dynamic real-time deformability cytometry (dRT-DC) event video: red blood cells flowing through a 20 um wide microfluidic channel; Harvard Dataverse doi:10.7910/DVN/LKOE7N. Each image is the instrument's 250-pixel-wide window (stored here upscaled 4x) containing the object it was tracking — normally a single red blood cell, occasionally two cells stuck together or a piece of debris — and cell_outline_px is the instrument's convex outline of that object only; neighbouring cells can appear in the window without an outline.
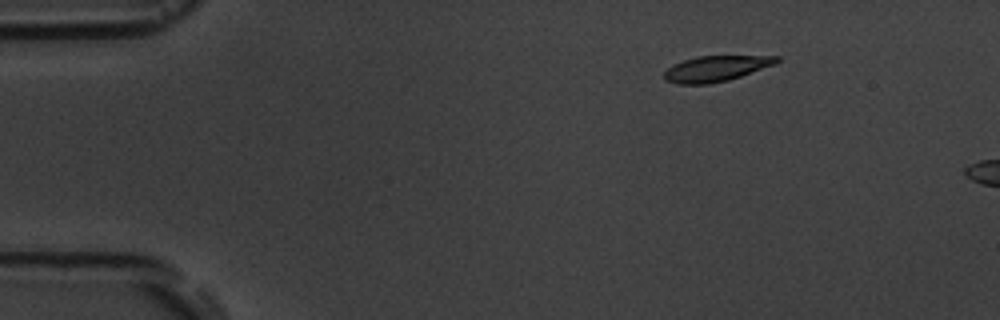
{"species": "common noctule bat (a hibernating species)", "species_latin": "Nyctalus noctula", "temperature_condition": "room temperature", "stored_images_in_passage": 4, "camera_frame_rate_fps": 3000, "um_per_image_px": 0.085, "animal": {"sex": "male", "body_mass_g": 19.5, "forearm_length_mm": 54.6}, "frame": {"image": 1, "passage_image": 2, "time_ms": 1.0, "image_size_px": [1000, 320], "cell_outline_px": [[780, 60], [776, 64], [728, 80], [708, 84], [676, 84], [664, 80], [664, 72], [672, 64], [696, 56], [780, 56]], "centroid_in_image_um": [60.83, 5.83], "position_along_channel_um": 24.2, "area_um2": 16.82}}